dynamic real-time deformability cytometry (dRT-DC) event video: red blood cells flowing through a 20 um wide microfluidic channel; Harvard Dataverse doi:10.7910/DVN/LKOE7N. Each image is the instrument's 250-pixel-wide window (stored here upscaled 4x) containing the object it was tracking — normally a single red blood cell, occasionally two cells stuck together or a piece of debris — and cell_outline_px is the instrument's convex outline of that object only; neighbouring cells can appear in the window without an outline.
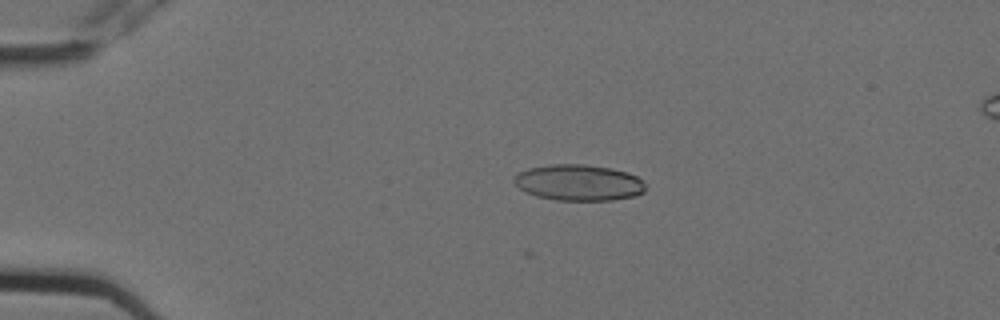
{"species": "Egyptian fruit bat (a non-hibernating species)", "species_latin": "Rousettus aegyptiacus", "temperature_condition": "cold", "stored_images_in_passage": 8, "camera_frame_rate_fps": 3000, "um_per_image_px": 0.085, "animal": {"sex": "female"}, "frame": {"image": 1, "passage_image": 3, "time_ms": 0.667, "image_size_px": [1000, 320], "cell_outline_px": [[644, 192], [636, 196], [612, 200], [556, 200], [536, 196], [520, 188], [512, 180], [512, 176], [528, 168], [552, 164], [584, 164], [612, 168], [628, 172], [644, 180]], "centroid_in_image_um": [49.2, 15.51], "position_along_channel_um": 35.8, "area_um2": 27.74}}
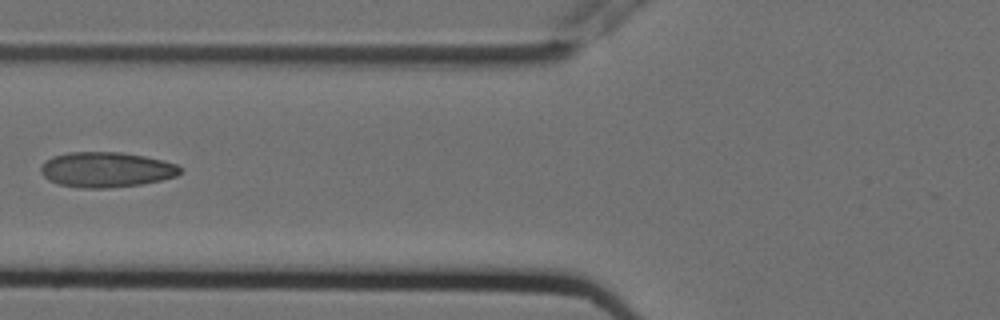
{"frame": {"image": 2, "passage_image": 6, "time_ms": 1.667, "image_size_px": [1000, 320], "cell_outline_px": [[180, 172], [176, 176], [160, 180], [140, 184], [108, 188], [80, 188], [56, 184], [48, 180], [40, 172], [40, 168], [44, 160], [52, 156], [68, 152], [120, 152], [144, 156], [176, 164], [180, 168]], "centroid_in_image_um": [8.95, 14.42], "position_along_channel_um": 116.8, "area_um2": 28.61}}
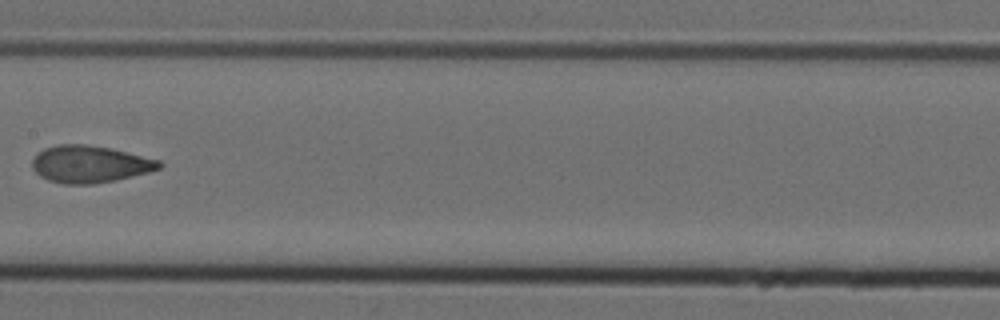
{"frame": {"image": 3, "passage_image": 8, "time_ms": 2.333, "image_size_px": [1000, 320], "cell_outline_px": [[164, 164], [160, 168], [148, 172], [116, 180], [92, 184], [60, 184], [48, 180], [40, 176], [32, 168], [32, 160], [44, 148], [60, 144], [84, 144], [108, 148], [160, 160]], "centroid_in_image_um": [7.62, 13.96], "position_along_channel_um": 199.8, "area_um2": 27.28}}